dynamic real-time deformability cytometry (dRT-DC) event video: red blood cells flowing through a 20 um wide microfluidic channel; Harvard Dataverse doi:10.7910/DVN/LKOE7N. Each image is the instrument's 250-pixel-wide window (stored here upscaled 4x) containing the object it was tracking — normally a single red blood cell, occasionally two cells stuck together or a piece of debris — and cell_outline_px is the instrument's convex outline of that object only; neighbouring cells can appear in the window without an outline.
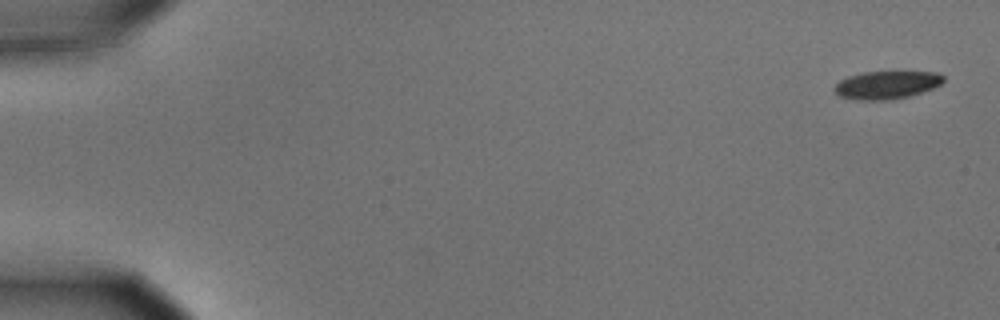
{"species": "common noctule bat (a hibernating species)", "species_latin": "Nyctalus noctula", "temperature_condition": "cold", "stored_images_in_passage": 5, "camera_frame_rate_fps": 3000, "um_per_image_px": 0.085, "animal": {"sex": "male", "body_mass_g": 15.6}, "frame": {"image": 1, "passage_image": 1, "time_ms": 0.0, "image_size_px": [1000, 320], "cell_outline_px": [[944, 80], [940, 84], [932, 88], [908, 96], [892, 100], [856, 100], [840, 96], [832, 88], [840, 80], [848, 76], [864, 72], [936, 72], [944, 76]], "centroid_in_image_um": [75.34, 7.22], "position_along_channel_um": 9.7, "area_um2": 17.63}}
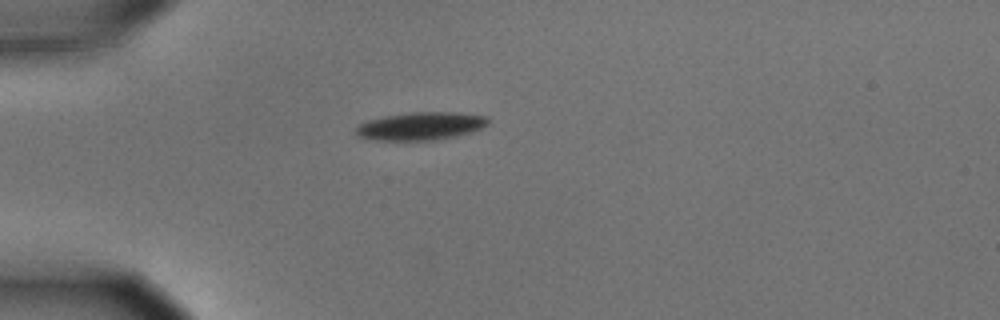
{"frame": {"image": 2, "passage_image": 5, "time_ms": 1.333, "image_size_px": [1000, 320], "cell_outline_px": [[488, 124], [480, 128], [468, 132], [452, 136], [432, 140], [376, 140], [356, 136], [356, 128], [360, 124], [368, 120], [384, 116], [412, 112], [456, 112], [484, 116], [488, 120]], "centroid_in_image_um": [35.7, 10.71], "position_along_channel_um": 49.3, "area_um2": 21.1}}